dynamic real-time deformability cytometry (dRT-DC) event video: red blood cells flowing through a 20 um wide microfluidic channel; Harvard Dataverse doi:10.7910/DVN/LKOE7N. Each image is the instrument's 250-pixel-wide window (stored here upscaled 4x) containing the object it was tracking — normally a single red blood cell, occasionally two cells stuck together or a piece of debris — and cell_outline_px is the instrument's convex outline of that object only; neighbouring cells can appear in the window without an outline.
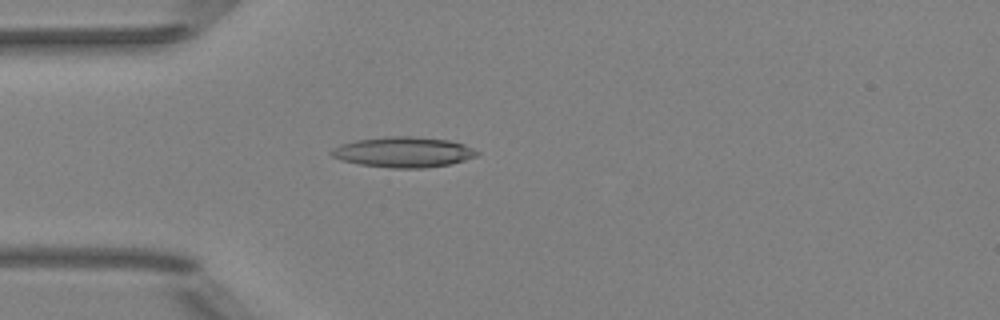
{"species": "Egyptian fruit bat (a non-hibernating species)", "species_latin": "Rousettus aegyptiacus", "temperature_condition": "room temperature", "stored_images_in_passage": 4, "camera_frame_rate_fps": 3000, "um_per_image_px": 0.085, "animal": {"sex": "female"}, "frame": {"image": 1, "passage_image": 4, "time_ms": 4.333, "image_size_px": [1000, 320], "cell_outline_px": [[480, 152], [476, 156], [452, 164], [424, 168], [392, 168], [360, 164], [340, 160], [332, 156], [328, 152], [332, 148], [340, 144], [356, 140], [384, 136], [412, 136], [448, 140], [464, 144]], "centroid_in_image_um": [34.26, 12.92], "position_along_channel_um": 50.7, "area_um2": 25.95}}